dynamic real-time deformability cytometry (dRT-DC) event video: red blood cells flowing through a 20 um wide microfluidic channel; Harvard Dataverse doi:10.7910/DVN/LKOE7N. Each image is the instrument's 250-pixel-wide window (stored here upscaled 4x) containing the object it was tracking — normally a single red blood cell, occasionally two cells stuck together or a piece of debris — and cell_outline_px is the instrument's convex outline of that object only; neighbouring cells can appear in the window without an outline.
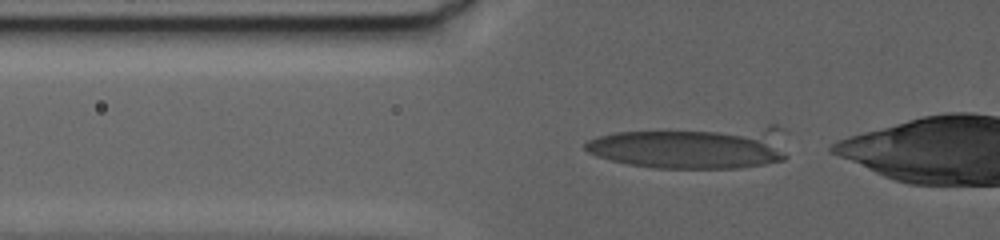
{"species": "human", "species_latin": "Homo sapiens", "temperature_condition": "warm", "stored_images_in_passage": 5, "camera_frame_rate_fps": 3000, "um_per_image_px": 0.085, "donor": {"sex": "female"}, "frame": {"image": 1, "passage_image": 2, "time_ms": 0.667, "image_size_px": [1000, 240], "cell_outline_px": [[788, 156], [784, 160], [764, 164], [740, 168], [656, 168], [628, 164], [596, 156], [588, 152], [584, 148], [584, 144], [588, 140], [600, 136], [616, 132], [768, 124], [776, 124], [784, 128], [788, 132]], "centroid_in_image_um": [59.08, 12.49], "position_along_channel_um": 66.7, "area_um2": 52.19}}